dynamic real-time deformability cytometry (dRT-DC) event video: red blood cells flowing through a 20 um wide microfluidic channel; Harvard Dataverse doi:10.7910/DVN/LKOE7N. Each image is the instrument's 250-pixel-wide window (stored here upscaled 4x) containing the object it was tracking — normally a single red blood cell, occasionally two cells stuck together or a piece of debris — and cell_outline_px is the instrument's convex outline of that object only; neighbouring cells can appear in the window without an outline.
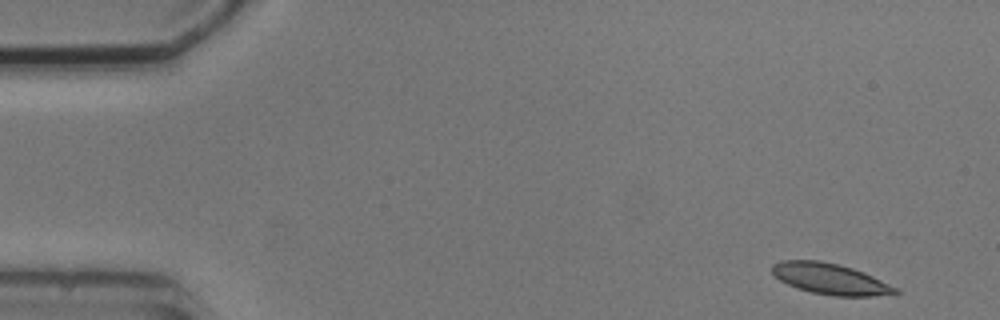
{"species": "common noctule bat (a hibernating species)", "species_latin": "Nyctalus noctula", "temperature_condition": "cold", "stored_images_in_passage": 4, "camera_frame_rate_fps": 3000, "um_per_image_px": 0.085, "animal": {"sex": "male", "body_mass_g": 20.5, "forearm_length_mm": 52.5}, "frame": {"image": 1, "passage_image": 1, "time_ms": 0.0, "image_size_px": [1000, 320], "cell_outline_px": [[900, 292], [872, 296], [832, 296], [812, 292], [788, 284], [780, 280], [772, 272], [772, 264], [784, 260], [820, 260], [852, 268], [864, 272], [900, 288]], "centroid_in_image_um": [70.6, 23.7], "position_along_channel_um": 14.4, "area_um2": 22.08}}
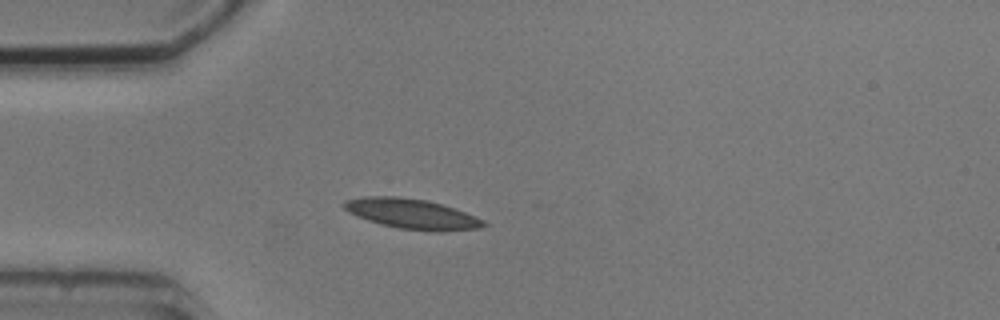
{"frame": {"image": 2, "passage_image": 4, "time_ms": 3.667, "image_size_px": [1000, 320], "cell_outline_px": [[488, 224], [480, 228], [440, 232], [436, 232], [400, 228], [380, 224], [356, 216], [348, 212], [344, 208], [344, 200], [364, 196], [400, 196], [428, 200], [464, 212], [484, 220]], "centroid_in_image_um": [34.99, 18.17], "position_along_channel_um": 50.0, "area_um2": 24.45}}